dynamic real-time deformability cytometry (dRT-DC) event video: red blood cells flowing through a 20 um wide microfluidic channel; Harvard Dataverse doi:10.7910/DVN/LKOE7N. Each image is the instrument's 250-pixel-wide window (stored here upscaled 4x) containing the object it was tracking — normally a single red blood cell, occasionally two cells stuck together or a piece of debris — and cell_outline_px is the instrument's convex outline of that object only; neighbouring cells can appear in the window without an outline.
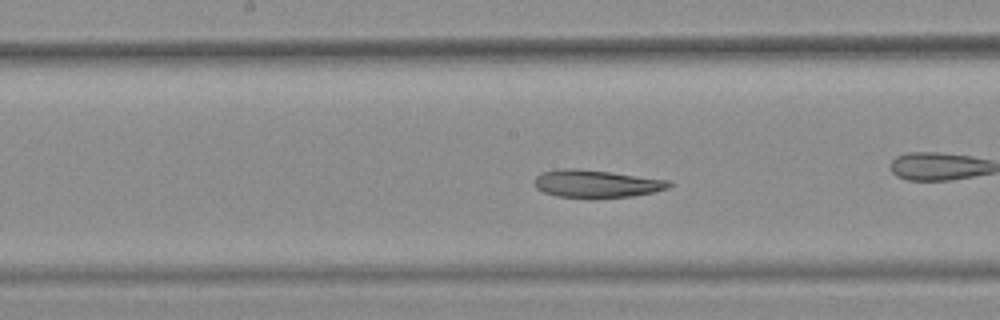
{"species": "common noctule bat (a hibernating species)", "species_latin": "Nyctalus noctula", "temperature_condition": "warm", "stored_images_in_passage": 43, "camera_frame_rate_fps": 3000, "um_per_image_px": 0.085, "animal": {"sex": "female", "body_mass_g": 25.1}, "frame": {"image": 1, "passage_image": 25, "time_ms": 8.0, "image_size_px": [1000, 320], "cell_outline_px": [[672, 184], [668, 188], [656, 192], [632, 196], [592, 200], [556, 196], [544, 192], [536, 188], [532, 180], [540, 172], [560, 168], [576, 168], [612, 172], [672, 180]], "centroid_in_image_um": [50.68, 15.63], "position_along_channel_um": 197.5, "area_um2": 22.66}}